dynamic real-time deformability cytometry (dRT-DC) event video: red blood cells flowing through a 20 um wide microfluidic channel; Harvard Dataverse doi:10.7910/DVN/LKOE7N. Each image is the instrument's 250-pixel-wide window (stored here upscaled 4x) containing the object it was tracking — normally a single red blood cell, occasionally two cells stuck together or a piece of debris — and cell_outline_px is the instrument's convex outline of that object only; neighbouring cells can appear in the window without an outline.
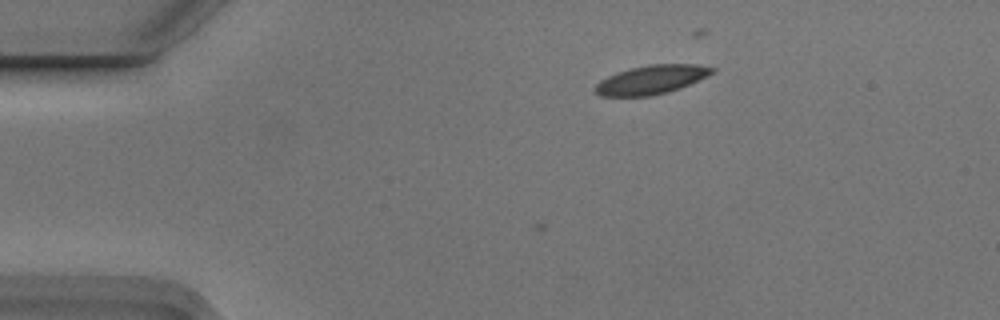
{"species": "Egyptian fruit bat (a non-hibernating species)", "species_latin": "Rousettus aegyptiacus", "temperature_condition": "cold", "stored_images_in_passage": 6, "camera_frame_rate_fps": 3000, "um_per_image_px": 0.085, "animal": {"sex": "male"}, "frame": {"image": 1, "passage_image": 4, "time_ms": 1.0, "image_size_px": [1000, 320], "cell_outline_px": [[716, 72], [708, 76], [680, 88], [668, 92], [652, 96], [600, 96], [592, 88], [600, 80], [608, 76], [628, 68], [648, 64], [696, 64], [716, 68]], "centroid_in_image_um": [55.37, 6.77], "position_along_channel_um": 29.6, "area_um2": 19.88}}